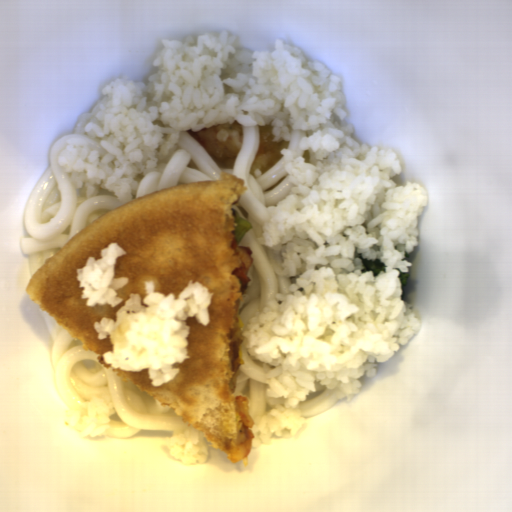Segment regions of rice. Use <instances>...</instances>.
Segmentation results:
<instances>
[{
    "mask_svg": "<svg viewBox=\"0 0 512 512\" xmlns=\"http://www.w3.org/2000/svg\"><path fill=\"white\" fill-rule=\"evenodd\" d=\"M236 37L224 29L198 35L197 46L189 34L160 39L147 85L116 77L74 127L72 134L99 138L108 153L71 137L57 162L78 173L86 199L106 189L124 204L147 173L169 163L180 131L236 120L272 126L276 144L306 131L298 144L309 162L279 151L295 186L266 206L271 218L261 225L275 273L295 283L291 294L274 293L241 333L269 387V409L251 428L252 448H259L273 434H297L305 422L299 403L317 393L316 383L337 400H353L363 385L358 378H373L378 363L420 330L399 276L413 265L403 258L420 244L428 193L420 183L390 179L403 172L394 150L353 138L341 77L277 37L273 51L237 48Z\"/></svg>",
    "mask_w": 512,
    "mask_h": 512,
    "instance_id": "rice-1",
    "label": "rice"
},
{
    "mask_svg": "<svg viewBox=\"0 0 512 512\" xmlns=\"http://www.w3.org/2000/svg\"><path fill=\"white\" fill-rule=\"evenodd\" d=\"M146 296L129 294L116 311V320L102 317L93 324L97 340L109 336L113 351L103 352L105 364L115 370L141 372L147 369L151 385L161 387L172 381L180 371L174 367L190 359L187 318L195 316L201 326L210 323L209 307L215 292H209L200 281H189L175 298V293L155 291V281L145 280ZM146 304L147 306H143Z\"/></svg>",
    "mask_w": 512,
    "mask_h": 512,
    "instance_id": "rice-2",
    "label": "rice"
},
{
    "mask_svg": "<svg viewBox=\"0 0 512 512\" xmlns=\"http://www.w3.org/2000/svg\"><path fill=\"white\" fill-rule=\"evenodd\" d=\"M125 254L126 251L117 242L109 243L108 247L100 250V259L95 260L90 256L82 268H76L79 287L84 288L81 296L87 299L86 305L110 304L115 308L123 300L117 296L116 290L129 282L128 277L114 276L116 258Z\"/></svg>",
    "mask_w": 512,
    "mask_h": 512,
    "instance_id": "rice-3",
    "label": "rice"
},
{
    "mask_svg": "<svg viewBox=\"0 0 512 512\" xmlns=\"http://www.w3.org/2000/svg\"><path fill=\"white\" fill-rule=\"evenodd\" d=\"M115 413L112 402L93 395L88 401L80 400V411H65L66 424L78 430L81 437H102L107 434Z\"/></svg>",
    "mask_w": 512,
    "mask_h": 512,
    "instance_id": "rice-4",
    "label": "rice"
},
{
    "mask_svg": "<svg viewBox=\"0 0 512 512\" xmlns=\"http://www.w3.org/2000/svg\"><path fill=\"white\" fill-rule=\"evenodd\" d=\"M161 445L165 446L172 460L189 465L207 464L210 456V448L202 431L194 427L174 428Z\"/></svg>",
    "mask_w": 512,
    "mask_h": 512,
    "instance_id": "rice-5",
    "label": "rice"
}]
</instances>
